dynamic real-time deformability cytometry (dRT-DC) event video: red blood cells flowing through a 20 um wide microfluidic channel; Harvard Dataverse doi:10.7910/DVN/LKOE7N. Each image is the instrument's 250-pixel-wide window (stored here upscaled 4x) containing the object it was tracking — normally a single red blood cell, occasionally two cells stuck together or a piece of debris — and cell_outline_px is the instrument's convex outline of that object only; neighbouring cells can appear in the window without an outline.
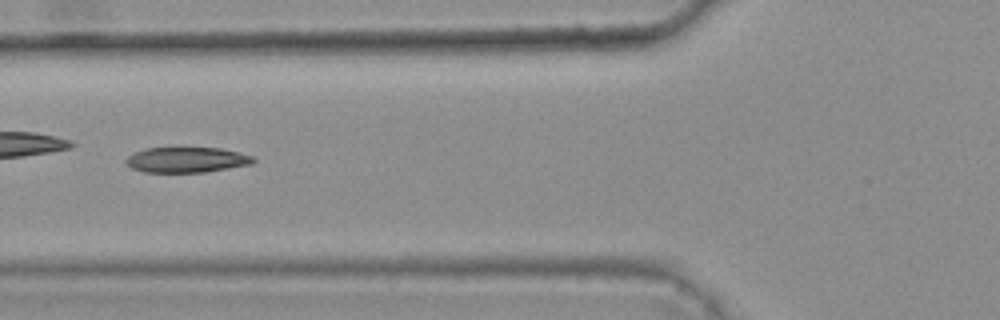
{"species": "common noctule bat (a hibernating species)", "species_latin": "Nyctalus noctula", "temperature_condition": "warm", "stored_images_in_passage": 9, "camera_frame_rate_fps": 3000, "um_per_image_px": 0.085, "animal": {"sex": "female", "body_mass_g": 25.1}, "frame": {"image": 1, "passage_image": 6, "time_ms": 1.667, "image_size_px": [1000, 320], "cell_outline_px": [[256, 160], [252, 164], [208, 172], [144, 172], [132, 168], [124, 160], [128, 156], [136, 152], [148, 148], [180, 144], [220, 148], [240, 152], [252, 156]], "centroid_in_image_um": [15.89, 13.53], "position_along_channel_um": 109.9, "area_um2": 19.83}}
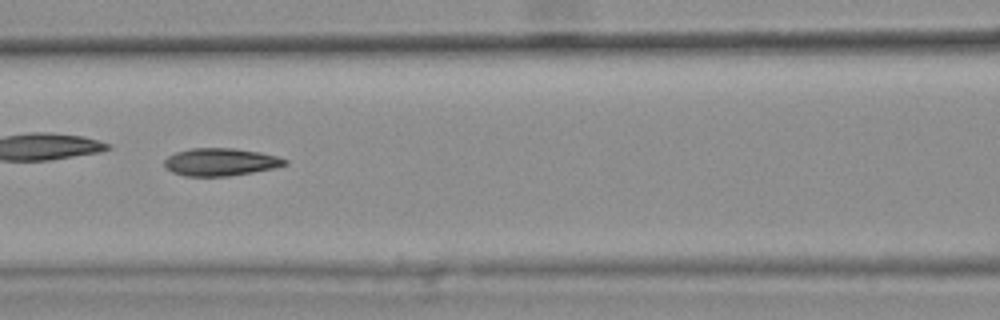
{"frame": {"image": 2, "passage_image": 7, "time_ms": 2.0, "image_size_px": [1000, 320], "cell_outline_px": [[288, 164], [272, 168], [252, 172], [228, 176], [184, 176], [172, 172], [164, 168], [164, 160], [168, 156], [176, 152], [192, 148], [232, 148], [260, 152], [276, 156], [288, 160]], "centroid_in_image_um": [18.71, 13.77], "position_along_channel_um": 147.9, "area_um2": 19.36}}